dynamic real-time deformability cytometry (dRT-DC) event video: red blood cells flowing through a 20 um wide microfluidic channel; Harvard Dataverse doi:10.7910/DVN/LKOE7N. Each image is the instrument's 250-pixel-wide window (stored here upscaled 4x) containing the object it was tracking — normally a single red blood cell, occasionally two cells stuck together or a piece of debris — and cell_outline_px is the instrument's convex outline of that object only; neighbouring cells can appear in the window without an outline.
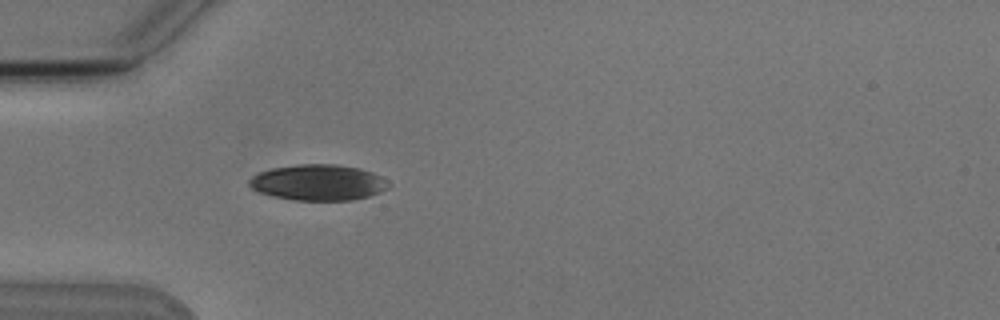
{"species": "Egyptian fruit bat (a non-hibernating species)", "species_latin": "Rousettus aegyptiacus", "temperature_condition": "cold", "stored_images_in_passage": 5, "camera_frame_rate_fps": 3000, "um_per_image_px": 0.085, "animal": {"sex": "male"}, "frame": {"image": 1, "passage_image": 5, "time_ms": 4.667, "image_size_px": [1000, 320], "cell_outline_px": [[392, 184], [388, 188], [380, 192], [368, 196], [352, 200], [296, 200], [272, 196], [260, 192], [252, 188], [248, 184], [248, 180], [252, 176], [260, 172], [272, 168], [296, 164], [336, 164], [360, 168], [372, 172], [380, 176]], "centroid_in_image_um": [27.06, 15.5], "position_along_channel_um": 57.9, "area_um2": 29.19}}